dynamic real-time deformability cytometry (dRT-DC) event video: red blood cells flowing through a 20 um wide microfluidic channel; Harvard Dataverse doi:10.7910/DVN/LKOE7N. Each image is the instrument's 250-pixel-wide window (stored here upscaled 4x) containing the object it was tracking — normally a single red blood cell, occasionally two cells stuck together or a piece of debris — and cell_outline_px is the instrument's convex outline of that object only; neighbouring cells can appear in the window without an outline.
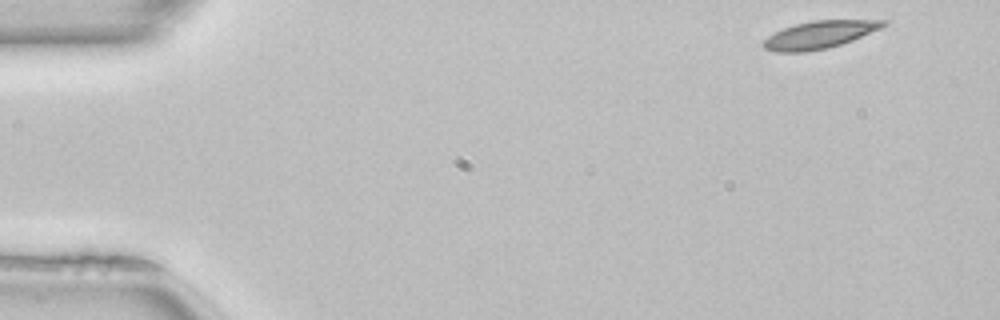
{"species": "common noctule bat (a hibernating species)", "species_latin": "Nyctalus noctula", "temperature_condition": "room temperature", "stored_images_in_passage": 48, "camera_frame_rate_fps": 3000, "um_per_image_px": 0.085, "animal": {"sex": "female", "body_mass_g": 22.7, "forearm_length_mm": 54.2}, "frame": {"image": 1, "passage_image": 1, "time_ms": 0.0, "image_size_px": [1000, 320], "cell_outline_px": [[888, 24], [880, 28], [852, 40], [828, 48], [804, 52], [776, 52], [764, 48], [760, 44], [768, 36], [784, 28], [796, 24], [812, 20], [888, 20]], "centroid_in_image_um": [69.63, 2.95], "position_along_channel_um": 15.4, "area_um2": 19.07}}
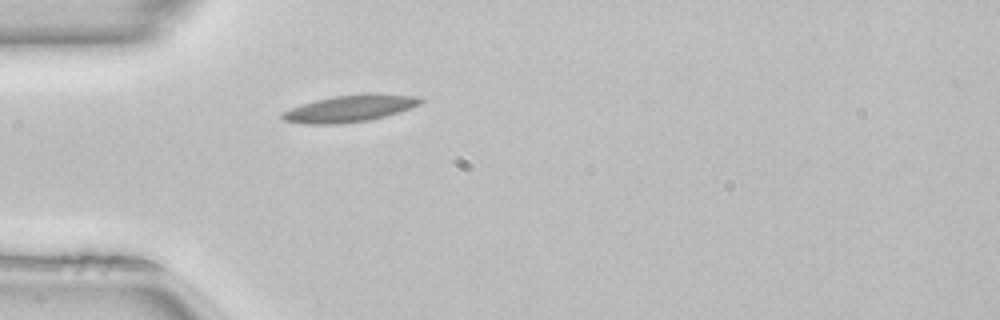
{"frame": {"image": 2, "passage_image": 12, "time_ms": 3.667, "image_size_px": [1000, 320], "cell_outline_px": [[424, 100], [420, 104], [384, 116], [368, 120], [340, 124], [304, 124], [284, 120], [280, 116], [280, 112], [316, 100], [336, 96], [364, 92], [376, 92], [416, 96]], "centroid_in_image_um": [29.74, 9.2], "position_along_channel_um": 55.3, "area_um2": 21.62}}
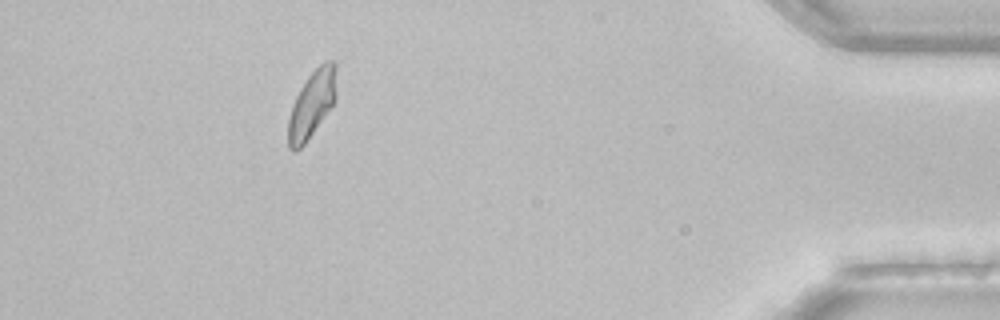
{"frame": {"image": 3, "passage_image": 43, "time_ms": 14.0, "image_size_px": [1000, 320], "cell_outline_px": [[336, 100], [304, 144], [296, 152], [292, 152], [288, 148], [288, 120], [292, 104], [300, 88], [308, 76], [324, 60], [336, 60]], "centroid_in_image_um": [26.51, 8.83], "position_along_channel_um": 408.7, "area_um2": 18.9}, "authors_computed_cell_mechanics": {"area_um2": 19.363, "velocity_mm_per_s": 4.03, "shape_relaxation_time_tau1_ms": 6.2529, "shape_relaxation_time_tau2_ms": null, "deformation_change_tau1": 0.1514, "deformation_change_tau2": null}}